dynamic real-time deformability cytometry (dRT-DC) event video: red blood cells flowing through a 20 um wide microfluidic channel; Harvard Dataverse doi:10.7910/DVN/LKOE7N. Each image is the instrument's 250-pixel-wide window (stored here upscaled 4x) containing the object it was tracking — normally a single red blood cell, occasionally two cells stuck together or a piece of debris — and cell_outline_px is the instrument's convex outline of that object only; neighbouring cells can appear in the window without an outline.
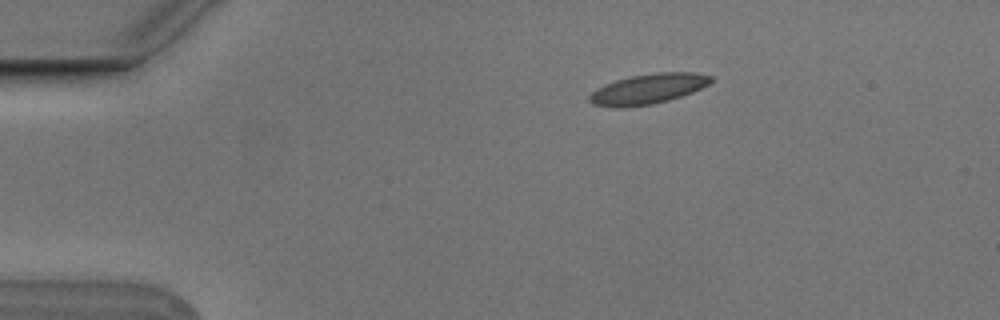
{"species": "Egyptian fruit bat (a non-hibernating species)", "species_latin": "Rousettus aegyptiacus", "temperature_condition": "cold", "stored_images_in_passage": 3, "camera_frame_rate_fps": 3000, "um_per_image_px": 0.085, "animal": {"sex": "male"}, "frame": {"image": 1, "passage_image": 1, "time_ms": 0.0, "image_size_px": [1000, 320], "cell_outline_px": [[712, 80], [708, 84], [692, 92], [668, 100], [652, 104], [624, 108], [616, 108], [592, 104], [588, 100], [588, 96], [596, 88], [604, 84], [616, 80], [632, 76], [656, 72], [696, 72], [712, 76]], "centroid_in_image_um": [55.04, 7.56], "position_along_channel_um": 30.0, "area_um2": 21.39}}